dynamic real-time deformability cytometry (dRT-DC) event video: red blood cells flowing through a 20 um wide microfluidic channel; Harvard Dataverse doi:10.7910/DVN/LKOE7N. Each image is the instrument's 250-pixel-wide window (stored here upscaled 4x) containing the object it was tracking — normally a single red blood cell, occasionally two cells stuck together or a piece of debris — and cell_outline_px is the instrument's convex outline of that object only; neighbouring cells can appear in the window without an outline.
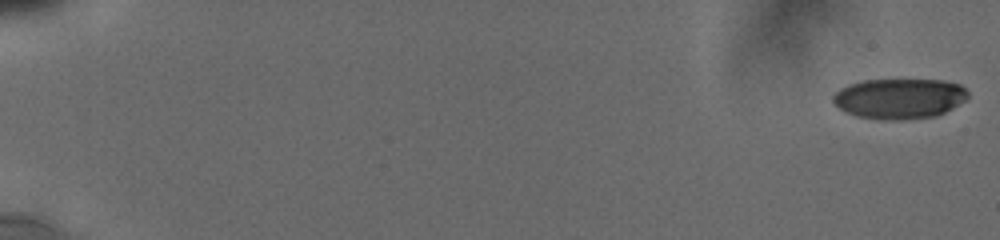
{"species": "human", "species_latin": "Homo sapiens", "temperature_condition": "cold", "stored_images_in_passage": 13, "camera_frame_rate_fps": 3000, "um_per_image_px": 0.085, "donor": {"sex": "male"}, "frame": {"image": 1, "passage_image": 1, "time_ms": 0.0, "image_size_px": [1000, 240], "cell_outline_px": [[968, 96], [964, 100], [952, 108], [936, 116], [900, 120], [896, 120], [856, 116], [844, 112], [832, 100], [832, 96], [840, 88], [848, 84], [864, 80], [944, 80], [960, 84], [968, 92]], "centroid_in_image_um": [76.43, 8.37], "position_along_channel_um": 8.6, "area_um2": 31.56}}
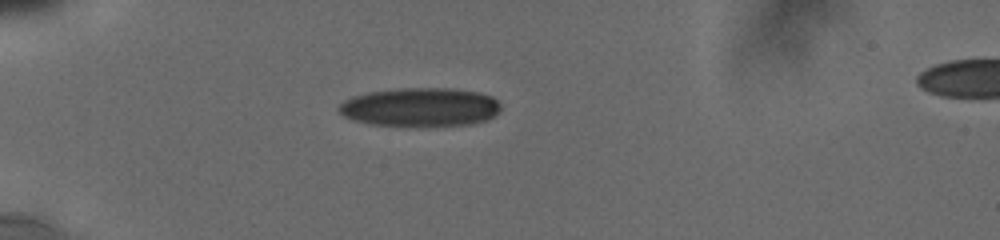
{"frame": {"image": 2, "passage_image": 10, "time_ms": 5.667, "image_size_px": [1000, 240], "cell_outline_px": [[500, 112], [496, 116], [488, 120], [472, 124], [372, 124], [352, 120], [344, 116], [336, 108], [344, 100], [352, 96], [368, 92], [400, 88], [456, 88], [480, 92], [492, 96], [500, 104]], "centroid_in_image_um": [35.75, 9.07], "position_along_channel_um": 49.2, "area_um2": 36.24}}